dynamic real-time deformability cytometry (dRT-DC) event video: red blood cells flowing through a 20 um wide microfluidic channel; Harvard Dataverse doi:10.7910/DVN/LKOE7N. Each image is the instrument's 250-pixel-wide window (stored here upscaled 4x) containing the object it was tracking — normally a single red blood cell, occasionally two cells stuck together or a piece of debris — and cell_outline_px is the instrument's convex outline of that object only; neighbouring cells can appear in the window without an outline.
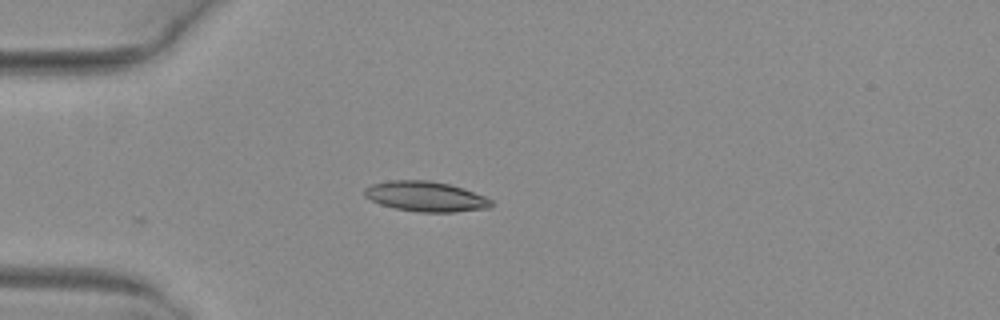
{"species": "common noctule bat (a hibernating species)", "species_latin": "Nyctalus noctula", "temperature_condition": "warm", "stored_images_in_passage": 7, "camera_frame_rate_fps": 3000, "um_per_image_px": 0.085, "animal": {"sex": "female", "body_mass_g": 29.2, "forearm_length_mm": 56.3}, "frame": {"image": 1, "passage_image": 1, "time_ms": 0.0, "image_size_px": [1000, 320], "cell_outline_px": [[492, 208], [456, 212], [420, 212], [396, 208], [380, 204], [364, 196], [364, 188], [372, 184], [388, 180], [432, 180], [464, 188], [484, 196], [492, 200]], "centroid_in_image_um": [36.2, 16.69], "position_along_channel_um": 48.8, "area_um2": 22.37}}
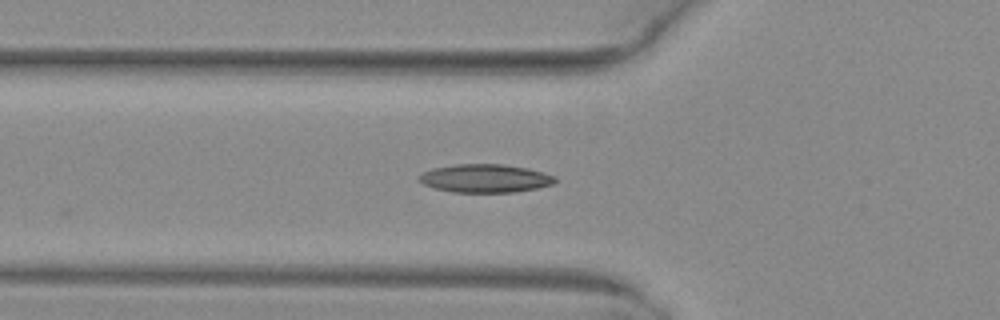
{"frame": {"image": 2, "passage_image": 5, "time_ms": 1.333, "image_size_px": [1000, 320], "cell_outline_px": [[556, 184], [536, 188], [512, 192], [452, 192], [432, 188], [416, 180], [416, 176], [432, 168], [456, 164], [504, 164], [528, 168], [544, 172], [556, 176]], "centroid_in_image_um": [41.22, 15.15], "position_along_channel_um": 84.6, "area_um2": 22.72}}